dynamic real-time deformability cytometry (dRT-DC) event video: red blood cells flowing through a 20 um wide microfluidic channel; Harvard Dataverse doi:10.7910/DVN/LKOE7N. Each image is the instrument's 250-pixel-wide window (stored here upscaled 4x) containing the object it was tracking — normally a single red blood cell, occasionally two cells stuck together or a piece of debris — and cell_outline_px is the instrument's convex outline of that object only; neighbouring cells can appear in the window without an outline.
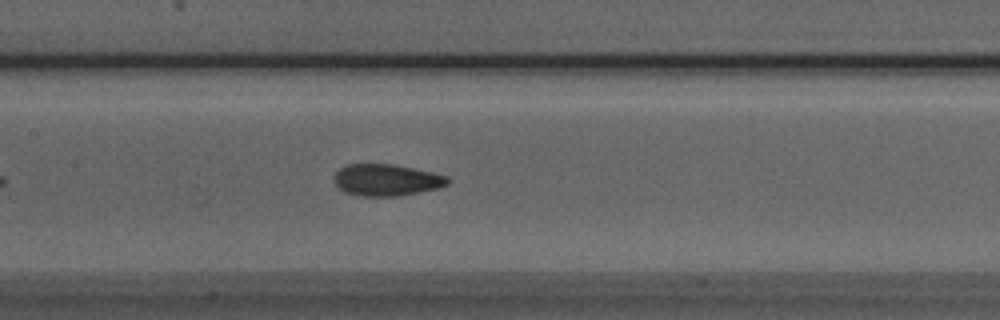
{"species": "Egyptian fruit bat (a non-hibernating species)", "species_latin": "Rousettus aegyptiacus", "temperature_condition": "room temperature", "stored_images_in_passage": 14, "camera_frame_rate_fps": 3000, "um_per_image_px": 0.085, "animal": {"sex": "male"}, "frame": {"image": 1, "passage_image": 10, "time_ms": 3.0, "image_size_px": [1000, 320], "cell_outline_px": [[448, 184], [440, 188], [396, 196], [360, 196], [344, 192], [336, 184], [332, 176], [340, 168], [348, 164], [392, 164], [432, 172], [448, 176]], "centroid_in_image_um": [32.83, 15.3], "position_along_channel_um": 174.6, "area_um2": 20.92}}